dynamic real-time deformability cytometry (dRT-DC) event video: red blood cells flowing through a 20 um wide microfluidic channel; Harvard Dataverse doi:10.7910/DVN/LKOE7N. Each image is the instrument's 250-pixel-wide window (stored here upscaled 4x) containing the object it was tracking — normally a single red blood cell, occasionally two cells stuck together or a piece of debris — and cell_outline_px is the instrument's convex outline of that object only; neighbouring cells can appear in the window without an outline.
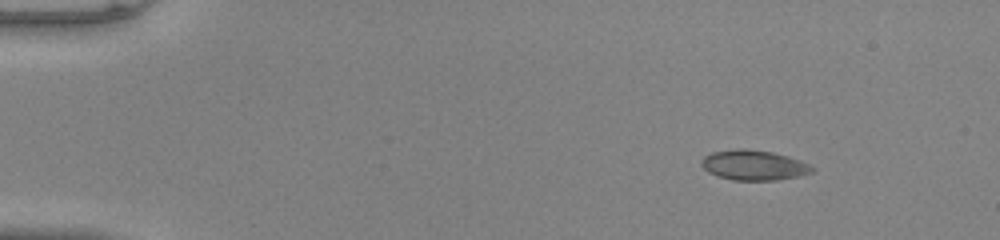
{"species": "common noctule bat (a hibernating species)", "species_latin": "Nyctalus noctula", "temperature_condition": "warm", "stored_images_in_passage": 45, "camera_frame_rate_fps": 3000, "um_per_image_px": 0.085, "animal": {"sex": "male", "body_mass_g": 20.0, "forearm_length_mm": 53.3}, "frame": {"image": 1, "passage_image": 1, "time_ms": 0.0, "image_size_px": [1000, 240], "cell_outline_px": [[816, 168], [812, 172], [796, 176], [776, 180], [732, 180], [716, 176], [708, 172], [700, 164], [700, 160], [704, 156], [712, 152], [736, 148], [744, 148], [772, 152], [788, 156], [800, 160]], "centroid_in_image_um": [64.03, 14.03], "position_along_channel_um": 21.0, "area_um2": 19.48}}
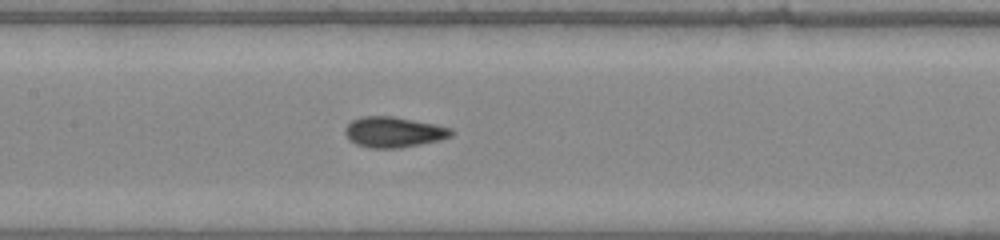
{"frame": {"image": 2, "passage_image": 20, "time_ms": 6.333, "image_size_px": [1000, 240], "cell_outline_px": [[456, 132], [452, 136], [440, 140], [400, 148], [368, 148], [356, 144], [348, 140], [344, 132], [344, 128], [352, 120], [360, 116], [392, 116], [452, 128]], "centroid_in_image_um": [33.44, 11.23], "position_along_channel_um": 174.0, "area_um2": 19.02}}
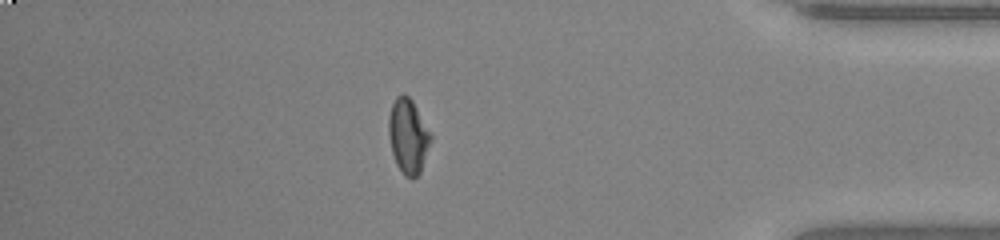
{"frame": {"image": 3, "passage_image": 39, "time_ms": 12.667, "image_size_px": [1000, 240], "cell_outline_px": [[432, 140], [420, 172], [412, 180], [404, 176], [396, 164], [392, 152], [388, 136], [388, 116], [392, 104], [396, 96], [404, 92], [412, 100], [432, 136]], "centroid_in_image_um": [34.68, 11.57], "position_along_channel_um": 400.5, "area_um2": 18.44}, "authors_computed_cell_mechanics": {"area_um2": 18.5538, "velocity_mm_per_s": 4.0838, "shape_relaxation_time_tau1_ms": 4.6327, "shape_relaxation_time_tau2_ms": 1.2445, "deformation_change_tau1": 0.1387, "deformation_change_tau2": 0.0649}}